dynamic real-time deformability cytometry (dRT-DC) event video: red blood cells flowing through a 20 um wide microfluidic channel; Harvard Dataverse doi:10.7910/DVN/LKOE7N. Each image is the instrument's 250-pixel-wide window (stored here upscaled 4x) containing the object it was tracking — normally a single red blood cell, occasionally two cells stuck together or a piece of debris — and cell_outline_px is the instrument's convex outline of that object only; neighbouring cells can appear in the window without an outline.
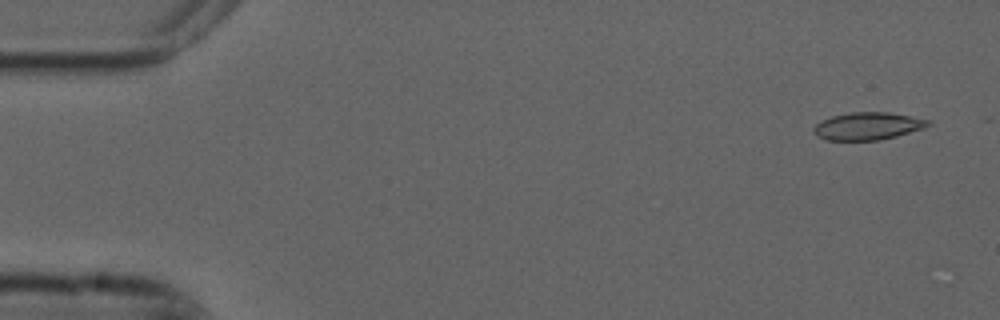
{"species": "common noctule bat (a hibernating species)", "species_latin": "Nyctalus noctula", "temperature_condition": "cold", "stored_images_in_passage": 5, "camera_frame_rate_fps": 3000, "um_per_image_px": 0.085, "animal": {"sex": "male", "forearm_length_mm": 52.5}, "frame": {"image": 1, "passage_image": 1, "time_ms": 0.0, "image_size_px": [1000, 320], "cell_outline_px": [[932, 124], [924, 128], [896, 136], [880, 140], [824, 140], [816, 136], [812, 132], [812, 128], [816, 124], [832, 116], [852, 112], [888, 112], [932, 120]], "centroid_in_image_um": [73.76, 10.72], "position_along_channel_um": 11.2, "area_um2": 18.44}}
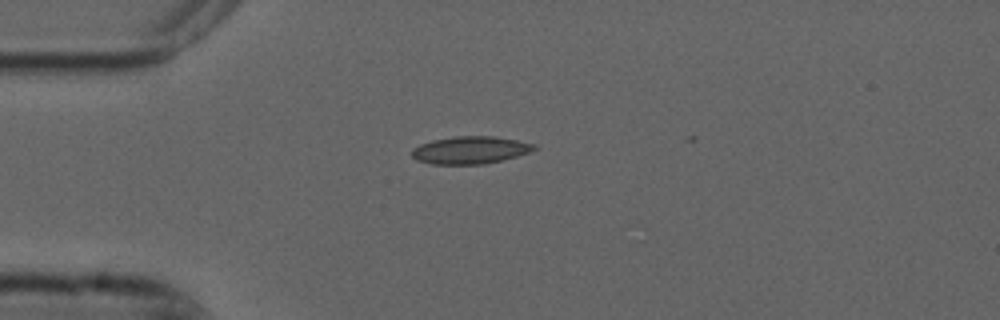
{"frame": {"image": 2, "passage_image": 4, "time_ms": 1.0, "image_size_px": [1000, 320], "cell_outline_px": [[536, 148], [528, 152], [516, 156], [484, 164], [432, 164], [416, 160], [412, 156], [412, 148], [420, 144], [432, 140], [456, 136], [492, 136], [516, 140], [536, 144]], "centroid_in_image_um": [39.93, 12.75], "position_along_channel_um": 45.1, "area_um2": 19.42}}